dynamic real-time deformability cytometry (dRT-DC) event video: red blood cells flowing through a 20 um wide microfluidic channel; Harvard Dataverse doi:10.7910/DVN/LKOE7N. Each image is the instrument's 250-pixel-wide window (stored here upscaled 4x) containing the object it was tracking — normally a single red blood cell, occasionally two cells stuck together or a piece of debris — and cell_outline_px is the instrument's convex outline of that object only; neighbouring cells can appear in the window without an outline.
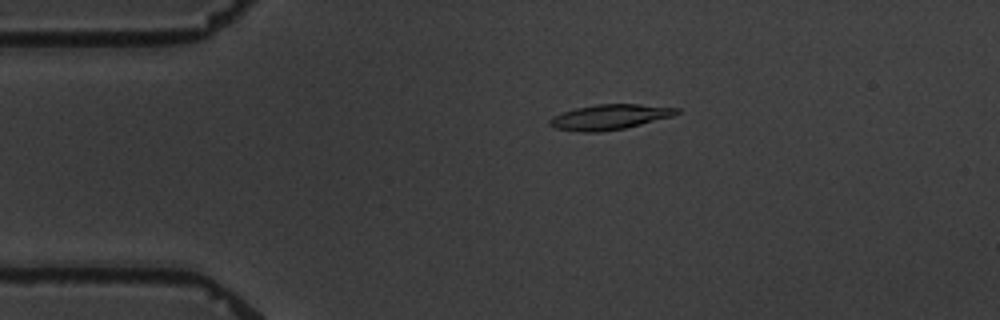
{"species": "common noctule bat (a hibernating species)", "species_latin": "Nyctalus noctula", "temperature_condition": "warm", "stored_images_in_passage": 9, "camera_frame_rate_fps": 3000, "um_per_image_px": 0.085, "animal": {"sex": "male", "body_mass_g": 19.5, "forearm_length_mm": 54.6}, "frame": {"image": 1, "passage_image": 3, "time_ms": 2.333, "image_size_px": [1000, 320], "cell_outline_px": [[680, 112], [672, 116], [624, 128], [600, 132], [584, 132], [556, 128], [548, 124], [548, 120], [552, 116], [576, 108], [596, 104], [640, 104], [680, 108]], "centroid_in_image_um": [51.81, 9.94], "position_along_channel_um": 33.2, "area_um2": 18.44}}
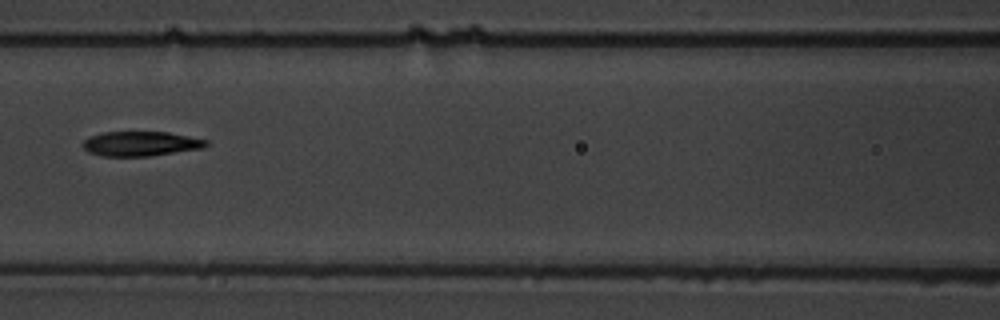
{"frame": {"image": 2, "passage_image": 7, "time_ms": 7.0, "image_size_px": [1000, 320], "cell_outline_px": [[208, 144], [204, 148], [148, 156], [104, 156], [88, 152], [80, 144], [88, 136], [104, 132], [168, 132], [208, 140]], "centroid_in_image_um": [11.93, 12.21], "position_along_channel_um": 154.7, "area_um2": 17.74}}
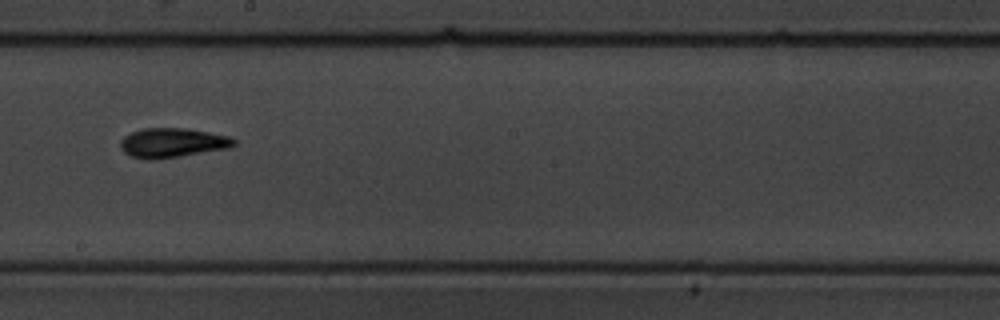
{"frame": {"image": 3, "passage_image": 9, "time_ms": 9.333, "image_size_px": [1000, 320], "cell_outline_px": [[236, 144], [228, 148], [180, 156], [148, 160], [132, 156], [124, 152], [120, 148], [120, 140], [124, 136], [132, 132], [144, 128], [188, 128], [228, 136], [236, 140]], "centroid_in_image_um": [14.64, 12.13], "position_along_channel_um": 233.6, "area_um2": 19.36}}